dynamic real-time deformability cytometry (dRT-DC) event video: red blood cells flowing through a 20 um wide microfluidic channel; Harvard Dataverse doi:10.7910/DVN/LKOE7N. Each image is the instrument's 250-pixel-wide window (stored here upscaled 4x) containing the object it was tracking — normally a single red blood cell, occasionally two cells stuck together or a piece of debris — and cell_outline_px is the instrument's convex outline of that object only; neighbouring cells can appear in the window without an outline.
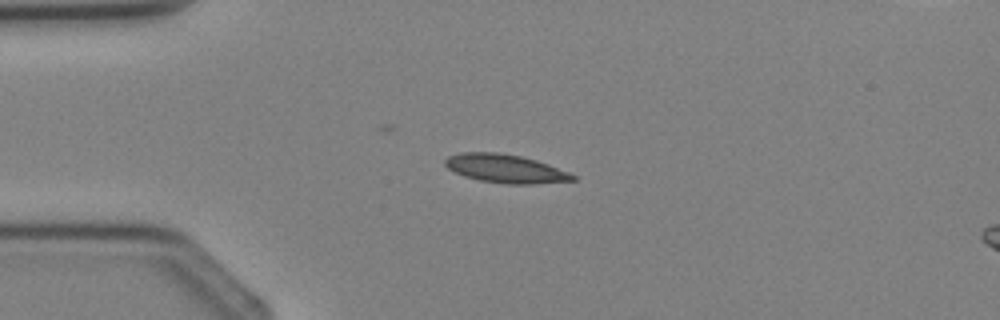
{"species": "Egyptian fruit bat (a non-hibernating species)", "species_latin": "Rousettus aegyptiacus", "temperature_condition": "cold", "stored_images_in_passage": 2, "camera_frame_rate_fps": 3000, "um_per_image_px": 0.085, "animal": {"sex": "female"}, "frame": {"image": 1, "passage_image": 2, "time_ms": 1.0, "image_size_px": [1000, 320], "cell_outline_px": [[576, 180], [532, 184], [508, 184], [480, 180], [464, 176], [448, 168], [444, 164], [444, 160], [448, 156], [460, 152], [496, 152], [520, 156], [536, 160], [548, 164], [568, 172], [576, 176]], "centroid_in_image_um": [42.94, 14.33], "position_along_channel_um": 42.1, "area_um2": 21.04}}